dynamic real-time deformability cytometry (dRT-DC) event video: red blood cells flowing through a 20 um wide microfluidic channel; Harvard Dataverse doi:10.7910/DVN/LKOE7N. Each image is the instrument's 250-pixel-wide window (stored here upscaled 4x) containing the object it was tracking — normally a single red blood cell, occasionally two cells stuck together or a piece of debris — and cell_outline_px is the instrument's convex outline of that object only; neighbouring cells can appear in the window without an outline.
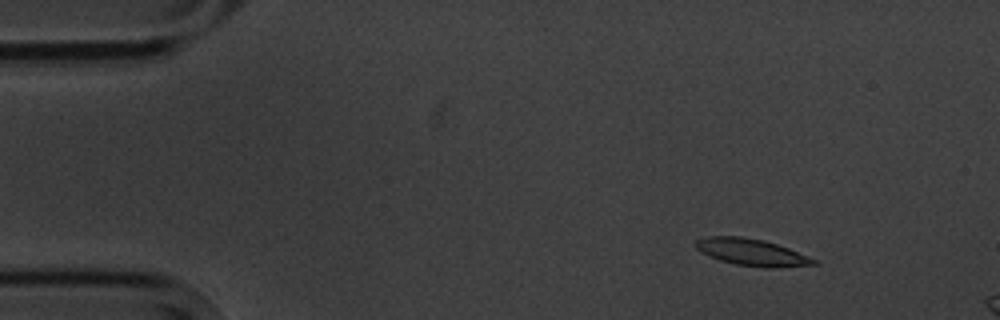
{"species": "common noctule bat (a hibernating species)", "species_latin": "Nyctalus noctula", "temperature_condition": "cold", "stored_images_in_passage": 4, "camera_frame_rate_fps": 3000, "um_per_image_px": 0.085, "animal": {"sex": "male", "body_mass_g": 20.1, "forearm_length_mm": 53.5}, "frame": {"image": 1, "passage_image": 2, "time_ms": 1.0, "image_size_px": [1000, 320], "cell_outline_px": [[820, 264], [772, 268], [764, 268], [736, 264], [720, 260], [708, 256], [700, 252], [696, 248], [696, 240], [708, 236], [740, 236], [764, 240], [788, 248], [808, 256], [816, 260]], "centroid_in_image_um": [63.89, 21.44], "position_along_channel_um": 21.1, "area_um2": 18.44}}